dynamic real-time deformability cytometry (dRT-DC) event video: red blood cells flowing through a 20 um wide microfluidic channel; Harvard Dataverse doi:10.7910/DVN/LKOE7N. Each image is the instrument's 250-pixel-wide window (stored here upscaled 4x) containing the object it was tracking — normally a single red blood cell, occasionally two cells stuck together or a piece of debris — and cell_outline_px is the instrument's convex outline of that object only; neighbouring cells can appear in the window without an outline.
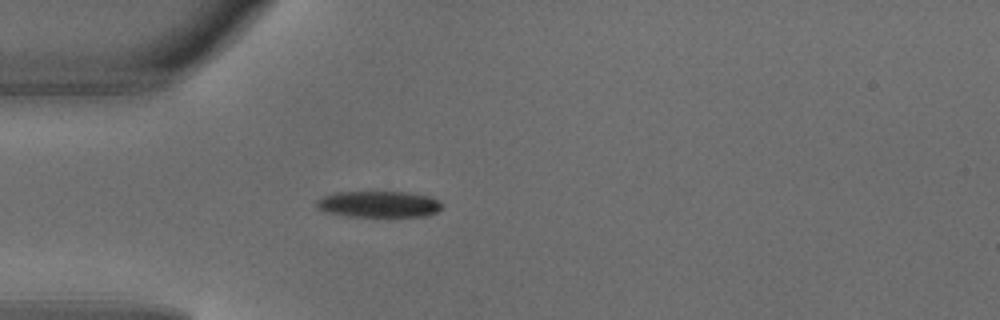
{"species": "common noctule bat (a hibernating species)", "species_latin": "Nyctalus noctula", "temperature_condition": "warm", "stored_images_in_passage": 1, "camera_frame_rate_fps": 3000, "um_per_image_px": 0.085, "animal": {"sex": "male", "body_mass_g": 18.8}, "frame": {"image": 1, "passage_image": 1, "time_ms": 0.0, "image_size_px": [1000, 320], "cell_outline_px": [[444, 208], [428, 216], [344, 216], [324, 212], [316, 204], [316, 200], [324, 196], [336, 192], [412, 192], [428, 196], [440, 200], [444, 204]], "centroid_in_image_um": [32.25, 17.35], "position_along_channel_um": 52.7, "area_um2": 19.42}}